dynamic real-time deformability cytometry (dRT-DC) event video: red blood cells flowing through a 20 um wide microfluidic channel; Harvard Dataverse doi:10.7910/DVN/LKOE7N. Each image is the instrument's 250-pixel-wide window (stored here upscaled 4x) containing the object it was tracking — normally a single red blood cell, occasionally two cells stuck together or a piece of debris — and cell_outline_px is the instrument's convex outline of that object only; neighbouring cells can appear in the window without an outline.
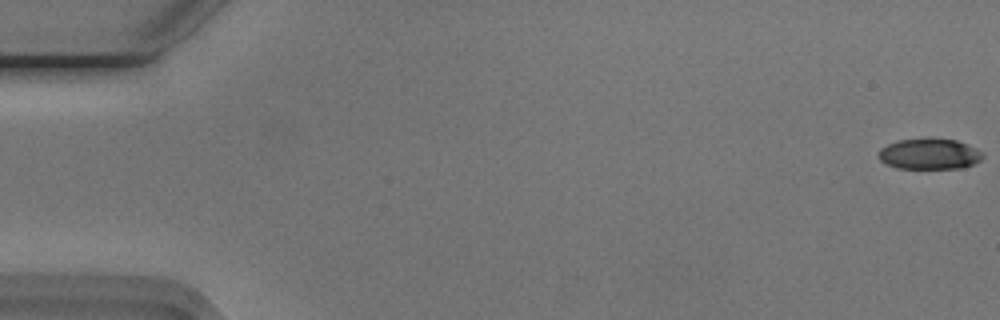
{"species": "Egyptian fruit bat (a non-hibernating species)", "species_latin": "Rousettus aegyptiacus", "temperature_condition": "cold", "stored_images_in_passage": 55, "camera_frame_rate_fps": 3000, "um_per_image_px": 0.085, "animal": {"sex": "male"}, "frame": {"image": 1, "passage_image": 1, "time_ms": 0.0, "image_size_px": [1000, 320], "cell_outline_px": [[984, 156], [980, 160], [972, 164], [960, 168], [896, 168], [880, 160], [880, 148], [896, 140], [924, 136], [932, 136], [956, 140], [968, 144], [984, 152]], "centroid_in_image_um": [79.02, 13.03], "position_along_channel_um": 6.0, "area_um2": 19.19}}
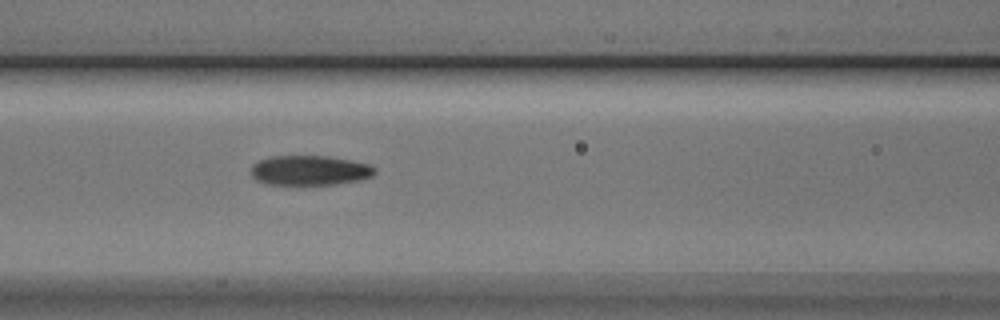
{"frame": {"image": 2, "passage_image": 24, "time_ms": 7.667, "image_size_px": [1000, 320], "cell_outline_px": [[376, 172], [372, 176], [360, 180], [336, 184], [264, 184], [256, 180], [252, 176], [252, 164], [260, 160], [272, 156], [328, 156], [368, 164], [376, 168]], "centroid_in_image_um": [26.32, 14.48], "position_along_channel_um": 140.3, "area_um2": 21.39}}
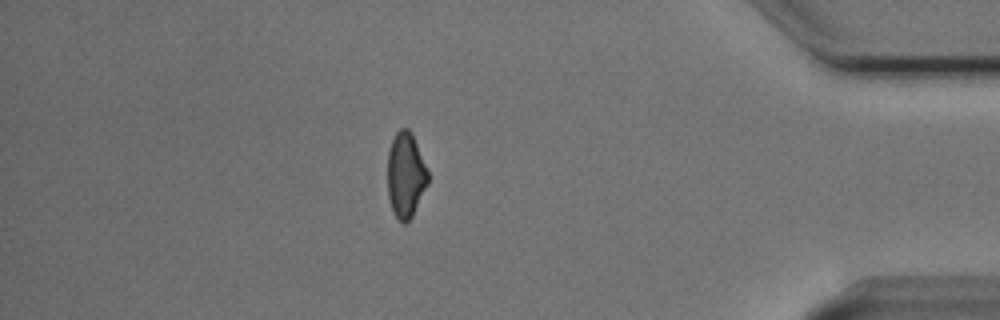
{"frame": {"image": 3, "passage_image": 48, "time_ms": 15.667, "image_size_px": [1000, 320], "cell_outline_px": [[428, 184], [412, 216], [404, 224], [396, 216], [392, 208], [388, 196], [388, 152], [392, 140], [396, 132], [400, 128], [408, 128], [412, 132], [428, 172]], "centroid_in_image_um": [34.48, 14.85], "position_along_channel_um": 400.7, "area_um2": 19.88}, "authors_computed_cell_mechanics": {"area_um2": 20.9814, "velocity_mm_per_s": 3.7635, "shape_relaxation_time_tau1_ms": 3.9597, "shape_relaxation_time_tau2_ms": 3.2433, "deformation_change_tau1": 0.1419, "deformation_change_tau2": 0.1024}}